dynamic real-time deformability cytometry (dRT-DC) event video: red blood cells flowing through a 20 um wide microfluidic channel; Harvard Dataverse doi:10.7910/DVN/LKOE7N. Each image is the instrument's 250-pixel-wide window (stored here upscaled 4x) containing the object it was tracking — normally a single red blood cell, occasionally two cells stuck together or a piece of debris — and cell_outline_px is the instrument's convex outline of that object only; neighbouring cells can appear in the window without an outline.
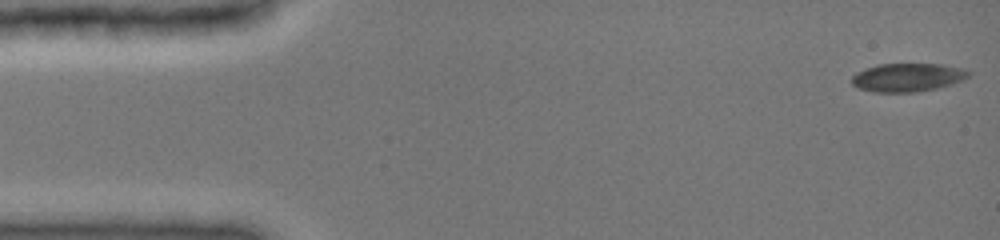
{"species": "common noctule bat (a hibernating species)", "species_latin": "Nyctalus noctula", "temperature_condition": "cold", "stored_images_in_passage": 48, "camera_frame_rate_fps": 3000, "um_per_image_px": 0.085, "animal": {"sex": "female", "body_mass_g": 19.0, "forearm_length_mm": 51.5}, "frame": {"image": 1, "passage_image": 1, "time_ms": 0.0, "image_size_px": [1000, 240], "cell_outline_px": [[972, 72], [964, 80], [952, 84], [936, 88], [916, 92], [872, 92], [860, 88], [852, 84], [852, 76], [856, 72], [864, 68], [876, 64], [944, 64], [960, 68]], "centroid_in_image_um": [77.14, 6.57], "position_along_channel_um": 7.9, "area_um2": 19.42}}
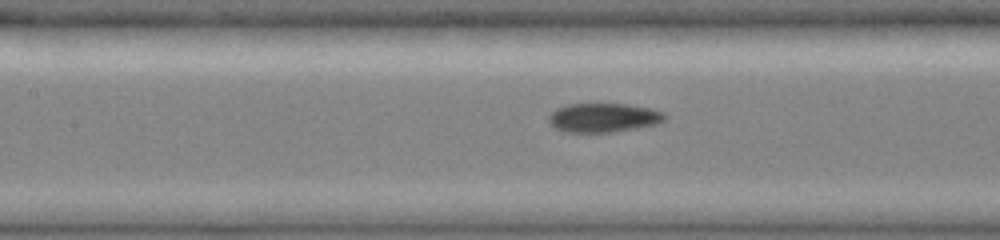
{"frame": {"image": 2, "passage_image": 21, "time_ms": 6.667, "image_size_px": [1000, 240], "cell_outline_px": [[664, 120], [656, 124], [636, 128], [612, 132], [564, 132], [552, 128], [548, 120], [548, 116], [556, 108], [568, 104], [628, 104], [652, 108], [664, 112]], "centroid_in_image_um": [51.25, 10.0], "position_along_channel_um": 156.1, "area_um2": 19.77}}
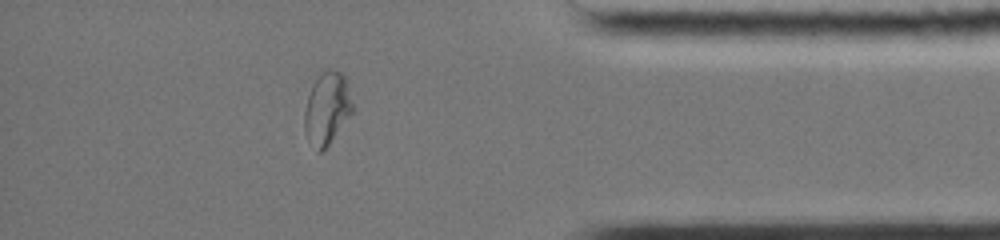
{"frame": {"image": 3, "passage_image": 41, "time_ms": 13.333, "image_size_px": [1000, 240], "cell_outline_px": [[356, 108], [324, 152], [316, 152], [308, 140], [304, 128], [304, 112], [308, 96], [312, 84], [320, 72], [328, 68], [340, 72], [344, 76]], "centroid_in_image_um": [27.81, 9.24], "position_along_channel_um": 407.4, "area_um2": 20.81}}